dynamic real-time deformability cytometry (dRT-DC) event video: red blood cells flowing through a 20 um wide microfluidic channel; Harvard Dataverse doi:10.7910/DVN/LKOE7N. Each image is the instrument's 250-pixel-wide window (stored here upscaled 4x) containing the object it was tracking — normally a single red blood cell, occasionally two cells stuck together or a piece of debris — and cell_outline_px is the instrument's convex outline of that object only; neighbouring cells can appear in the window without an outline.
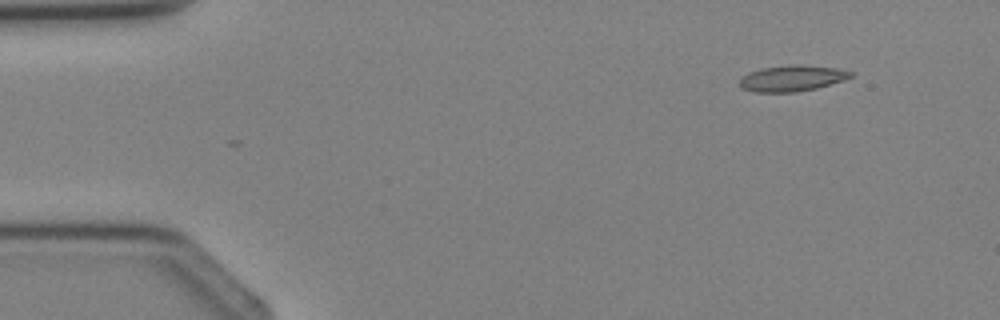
{"species": "Egyptian fruit bat (a non-hibernating species)", "species_latin": "Rousettus aegyptiacus", "temperature_condition": "cold", "stored_images_in_passage": 2, "camera_frame_rate_fps": 3000, "um_per_image_px": 0.085, "animal": {"sex": "female"}, "frame": {"image": 1, "passage_image": 2, "time_ms": 2.0, "image_size_px": [1000, 320], "cell_outline_px": [[852, 76], [816, 88], [796, 92], [756, 92], [740, 88], [740, 80], [748, 72], [760, 68], [792, 64], [800, 64], [836, 68], [852, 72]], "centroid_in_image_um": [67.26, 6.64], "position_along_channel_um": 17.7, "area_um2": 16.65}}